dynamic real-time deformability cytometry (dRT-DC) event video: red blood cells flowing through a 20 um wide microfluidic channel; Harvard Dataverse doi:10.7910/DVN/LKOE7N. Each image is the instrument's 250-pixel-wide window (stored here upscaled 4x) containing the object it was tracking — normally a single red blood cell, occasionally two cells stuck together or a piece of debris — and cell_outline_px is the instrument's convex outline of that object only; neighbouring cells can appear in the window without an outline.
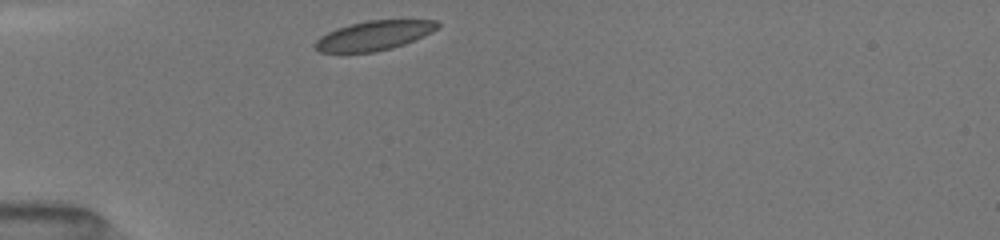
{"species": "common noctule bat (a hibernating species)", "species_latin": "Nyctalus noctula", "temperature_condition": "room temperature", "stored_images_in_passage": 27, "camera_frame_rate_fps": 3000, "um_per_image_px": 0.085, "animal": {"sex": "female", "body_mass_g": 19.5, "forearm_length_mm": 54.1}, "frame": {"image": 1, "passage_image": 1, "time_ms": 0.0, "image_size_px": [1000, 240], "cell_outline_px": [[440, 24], [432, 32], [424, 36], [404, 44], [392, 48], [376, 52], [320, 52], [316, 48], [316, 40], [320, 36], [336, 28], [368, 20], [436, 20]], "centroid_in_image_um": [31.81, 3.02], "position_along_channel_um": 53.2, "area_um2": 20.81}}
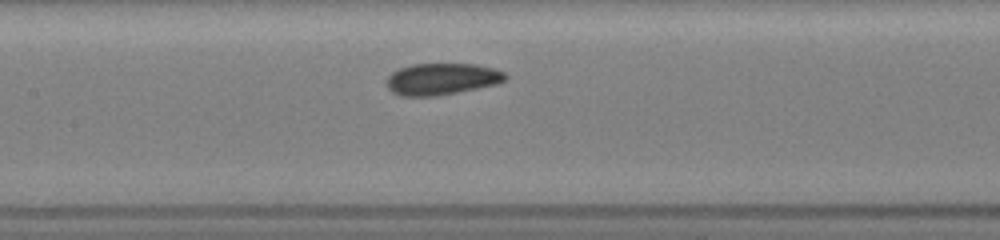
{"frame": {"image": 2, "passage_image": 10, "time_ms": 3.333, "image_size_px": [1000, 240], "cell_outline_px": [[508, 76], [504, 80], [496, 84], [436, 96], [400, 96], [392, 92], [388, 88], [388, 76], [392, 72], [400, 68], [412, 64], [476, 64], [492, 68], [504, 72]], "centroid_in_image_um": [37.54, 6.71], "position_along_channel_um": 169.9, "area_um2": 21.68}}
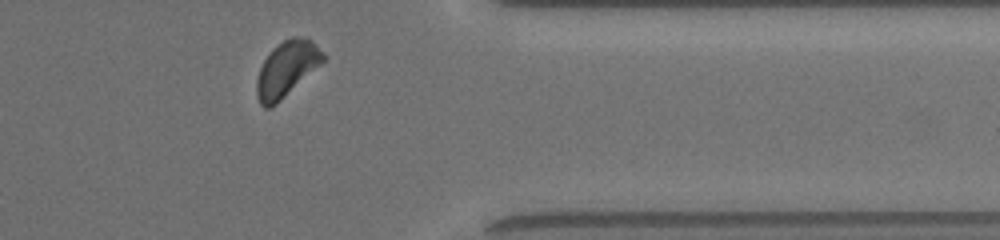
{"frame": {"image": 3, "passage_image": 24, "time_ms": 9.0, "image_size_px": [1000, 240], "cell_outline_px": [[324, 60], [320, 64], [276, 104], [268, 108], [264, 108], [260, 104], [256, 92], [256, 80], [260, 68], [264, 60], [272, 48], [276, 44], [292, 36], [296, 36], [312, 40], [324, 52]], "centroid_in_image_um": [24.34, 5.83], "position_along_channel_um": 387.1, "area_um2": 21.15}, "authors_computed_cell_mechanics": {"area_um2": 21.6172, "velocity_mm_per_s": 4.0, "shape_relaxation_time_tau1_ms": 2.8771, "shape_relaxation_time_tau2_ms": null, "deformation_change_tau1": 0.0663, "deformation_change_tau2": null}}